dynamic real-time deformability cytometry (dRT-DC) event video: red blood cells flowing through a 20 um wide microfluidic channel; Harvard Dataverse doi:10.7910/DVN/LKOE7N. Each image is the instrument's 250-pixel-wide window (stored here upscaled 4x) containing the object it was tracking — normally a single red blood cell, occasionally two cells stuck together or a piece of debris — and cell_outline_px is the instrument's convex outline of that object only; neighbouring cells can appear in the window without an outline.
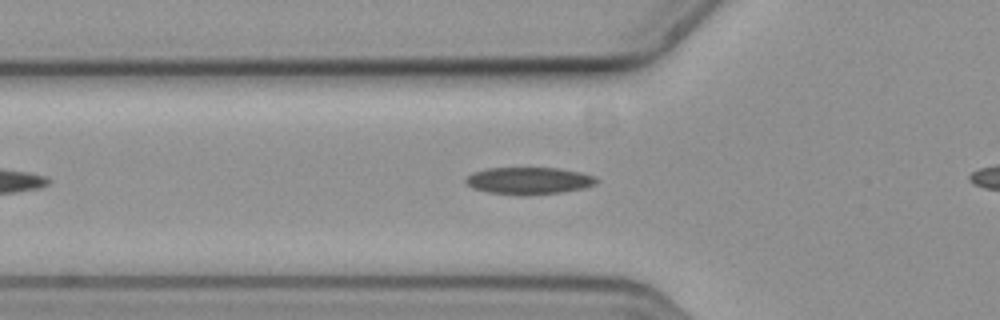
{"species": "common noctule bat (a hibernating species)", "species_latin": "Nyctalus noctula", "temperature_condition": "cold", "stored_images_in_passage": 37, "camera_frame_rate_fps": 3000, "um_per_image_px": 0.085, "animal": {"sex": "female", "body_mass_g": 19.3, "forearm_length_mm": 54.1}, "frame": {"image": 1, "passage_image": 10, "time_ms": 3.0, "image_size_px": [1000, 320], "cell_outline_px": [[600, 180], [596, 184], [584, 188], [564, 192], [528, 196], [520, 196], [488, 192], [472, 188], [464, 180], [472, 172], [488, 168], [556, 168], [580, 172], [596, 176]], "centroid_in_image_um": [44.98, 15.37], "position_along_channel_um": 80.8, "area_um2": 20.98}}
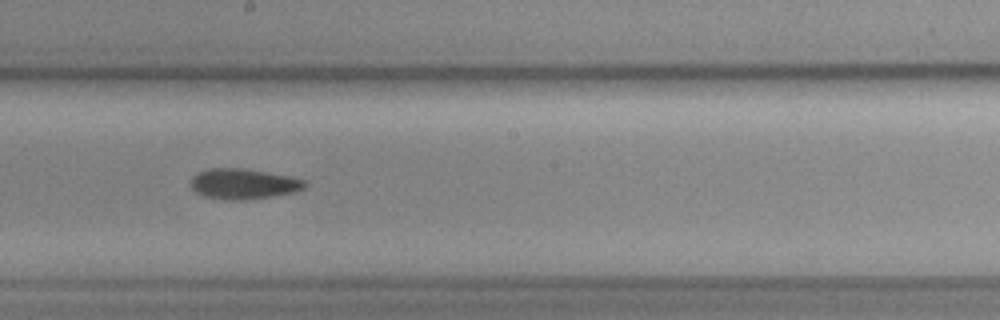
{"frame": {"image": 2, "passage_image": 22, "time_ms": 7.0, "image_size_px": [1000, 320], "cell_outline_px": [[308, 184], [304, 188], [296, 192], [252, 200], [224, 200], [204, 196], [196, 192], [192, 188], [192, 176], [196, 172], [208, 168], [240, 168], [264, 172], [304, 180]], "centroid_in_image_um": [20.67, 15.65], "position_along_channel_um": 227.5, "area_um2": 20.23}}
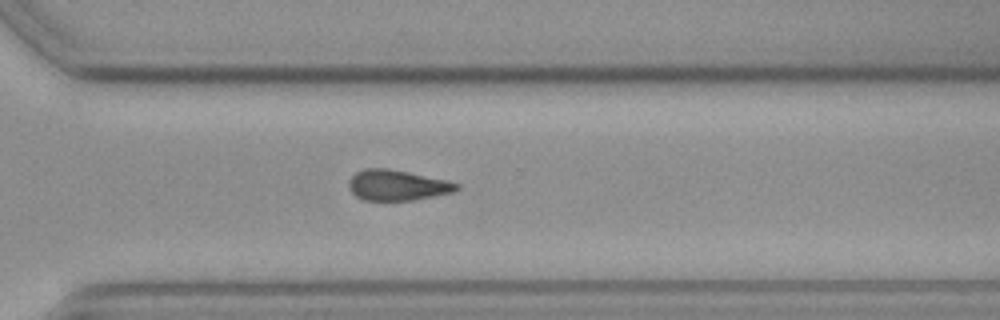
{"frame": {"image": 3, "passage_image": 31, "time_ms": 10.0, "image_size_px": [1000, 320], "cell_outline_px": [[460, 188], [456, 192], [412, 200], [364, 200], [356, 196], [348, 188], [348, 180], [356, 172], [364, 168], [388, 168], [448, 180], [460, 184]], "centroid_in_image_um": [33.78, 15.74], "position_along_channel_um": 336.8, "area_um2": 19.36}}